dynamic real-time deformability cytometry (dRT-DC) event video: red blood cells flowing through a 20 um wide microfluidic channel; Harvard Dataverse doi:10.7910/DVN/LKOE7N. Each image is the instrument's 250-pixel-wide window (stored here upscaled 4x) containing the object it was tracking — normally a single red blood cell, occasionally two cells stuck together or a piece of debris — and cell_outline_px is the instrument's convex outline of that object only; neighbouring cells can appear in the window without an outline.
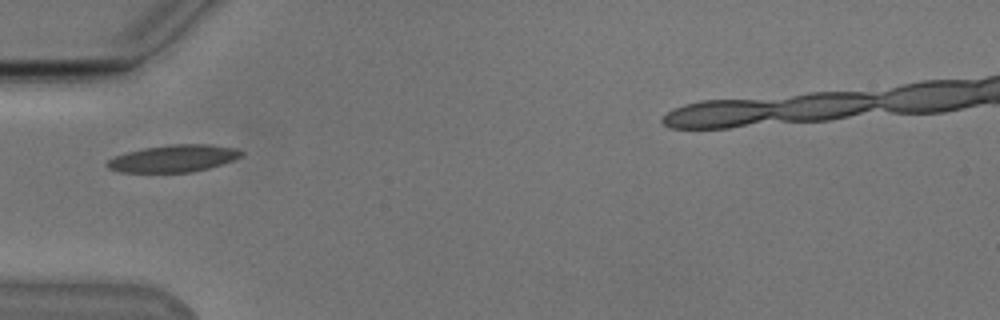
{"species": "Egyptian fruit bat (a non-hibernating species)", "species_latin": "Rousettus aegyptiacus", "temperature_condition": "cold", "stored_images_in_passage": 31, "camera_frame_rate_fps": 3000, "um_per_image_px": 0.085, "animal": {"sex": "male"}, "frame": {"image": 1, "passage_image": 1, "time_ms": 0.0, "image_size_px": [1000, 320], "cell_outline_px": [[244, 152], [240, 156], [232, 160], [208, 168], [192, 172], [120, 172], [108, 168], [104, 164], [108, 160], [116, 156], [128, 152], [144, 148], [172, 144], [212, 144], [236, 148]], "centroid_in_image_um": [14.74, 13.46], "position_along_channel_um": 70.3, "area_um2": 21.04}}
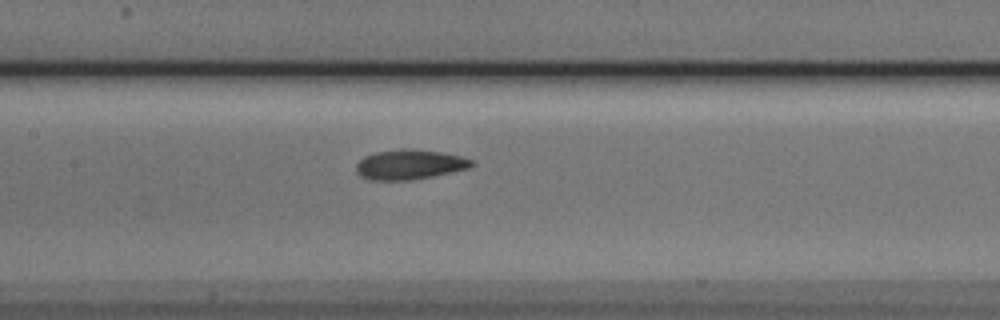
{"frame": {"image": 2, "passage_image": 9, "time_ms": 2.667, "image_size_px": [1000, 320], "cell_outline_px": [[476, 164], [468, 168], [432, 176], [412, 180], [368, 180], [360, 176], [356, 172], [356, 164], [364, 156], [376, 152], [404, 148], [412, 148], [440, 152], [460, 156], [472, 160]], "centroid_in_image_um": [34.78, 13.98], "position_along_channel_um": 172.6, "area_um2": 20.11}}
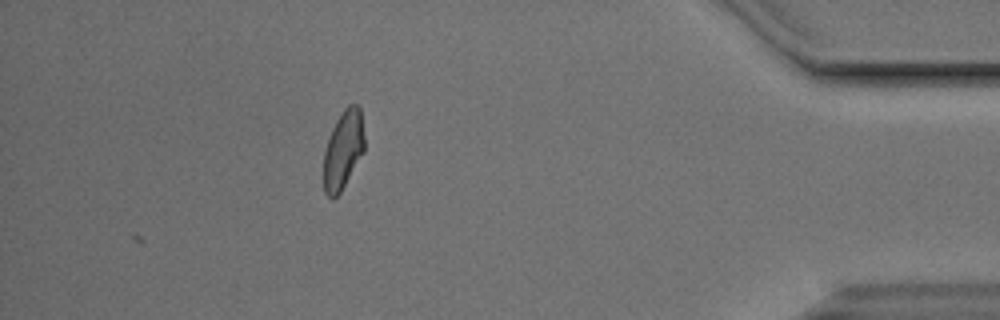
{"frame": {"image": 3, "passage_image": 31, "time_ms": 10.0, "image_size_px": [1000, 320], "cell_outline_px": [[364, 152], [340, 192], [332, 200], [324, 192], [324, 152], [328, 136], [336, 120], [344, 108], [348, 104], [356, 104], [360, 108], [364, 136]], "centroid_in_image_um": [29.16, 12.72], "position_along_channel_um": 406.0, "area_um2": 18.67}, "authors_computed_cell_mechanics": {"area_um2": 19.1896, "velocity_mm_per_s": 3.828, "shape_relaxation_time_tau1_ms": 5.8348, "shape_relaxation_time_tau2_ms": 2.4274, "deformation_change_tau1": 0.1595, "deformation_change_tau2": 0.0849}}